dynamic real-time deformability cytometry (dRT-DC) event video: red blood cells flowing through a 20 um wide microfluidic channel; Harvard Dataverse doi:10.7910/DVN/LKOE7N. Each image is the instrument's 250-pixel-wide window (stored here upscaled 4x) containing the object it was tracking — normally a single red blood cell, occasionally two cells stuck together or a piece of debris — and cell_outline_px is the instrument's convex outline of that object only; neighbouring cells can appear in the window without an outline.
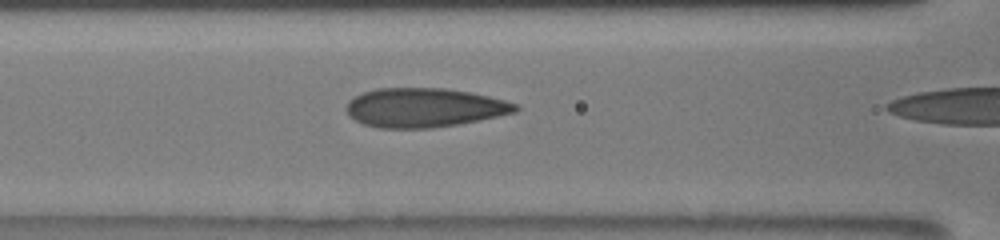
{"species": "human", "species_latin": "Homo sapiens", "temperature_condition": "room temperature", "stored_images_in_passage": 18, "camera_frame_rate_fps": 3000, "um_per_image_px": 0.085, "donor": {"sex": "male"}, "frame": {"image": 1, "passage_image": 17, "time_ms": 8.0, "image_size_px": [1000, 240], "cell_outline_px": [[520, 108], [516, 112], [460, 124], [432, 128], [380, 128], [364, 124], [348, 116], [344, 108], [348, 100], [364, 92], [376, 88], [444, 88], [468, 92], [488, 96], [504, 100], [516, 104]], "centroid_in_image_um": [36.02, 9.15], "position_along_channel_um": 130.6, "area_um2": 38.61}}